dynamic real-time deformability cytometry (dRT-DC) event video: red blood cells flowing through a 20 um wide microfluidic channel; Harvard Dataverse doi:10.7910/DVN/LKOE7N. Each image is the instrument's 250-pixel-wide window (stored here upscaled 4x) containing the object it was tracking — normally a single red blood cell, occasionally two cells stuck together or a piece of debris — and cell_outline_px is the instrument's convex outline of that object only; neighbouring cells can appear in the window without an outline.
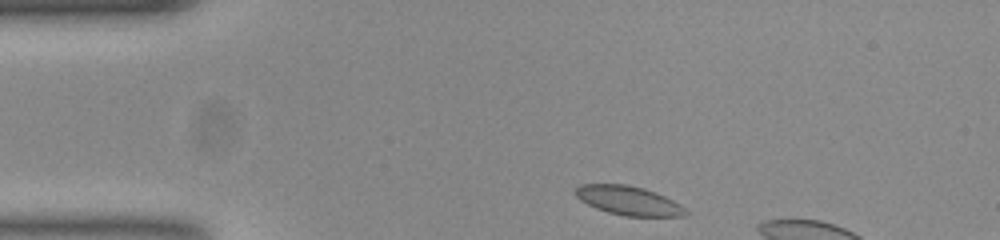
{"species": "common noctule bat (a hibernating species)", "species_latin": "Nyctalus noctula", "temperature_condition": "room temperature", "stored_images_in_passage": 46, "camera_frame_rate_fps": 3000, "um_per_image_px": 0.085, "animal": {"sex": "female", "body_mass_g": 23.0, "forearm_length_mm": 53.4}, "frame": {"image": 1, "passage_image": 1, "time_ms": 0.0, "image_size_px": [1000, 240], "cell_outline_px": [[688, 212], [684, 216], [624, 216], [608, 212], [596, 208], [580, 200], [576, 196], [576, 188], [580, 184], [624, 184], [644, 188], [656, 192], [680, 204]], "centroid_in_image_um": [53.42, 17.05], "position_along_channel_um": 31.6, "area_um2": 18.5}}
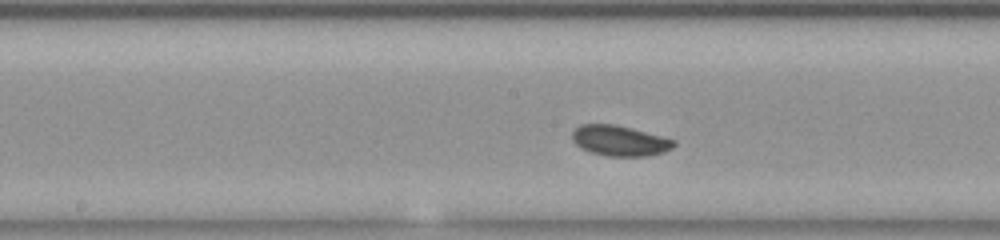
{"frame": {"image": 2, "passage_image": 18, "time_ms": 5.667, "image_size_px": [1000, 240], "cell_outline_px": [[676, 144], [672, 148], [664, 152], [648, 156], [608, 156], [592, 152], [580, 148], [572, 140], [572, 132], [580, 124], [616, 124], [632, 128], [676, 140]], "centroid_in_image_um": [52.68, 11.95], "position_along_channel_um": 195.5, "area_um2": 18.09}}
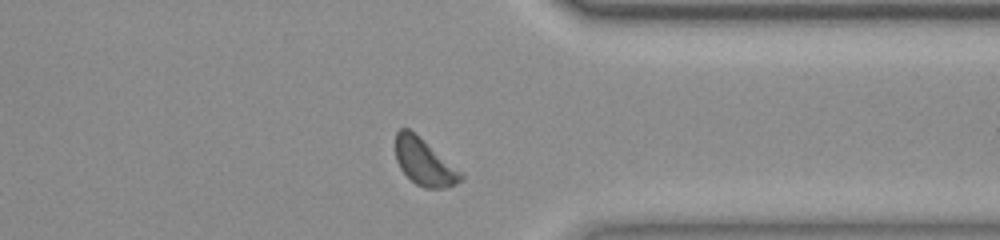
{"frame": {"image": 3, "passage_image": 33, "time_ms": 10.667, "image_size_px": [1000, 240], "cell_outline_px": [[464, 176], [456, 184], [444, 188], [424, 188], [416, 184], [400, 168], [396, 160], [396, 132], [400, 128], [408, 128], [464, 172]], "centroid_in_image_um": [36.09, 13.78], "position_along_channel_um": 375.3, "area_um2": 17.69}}